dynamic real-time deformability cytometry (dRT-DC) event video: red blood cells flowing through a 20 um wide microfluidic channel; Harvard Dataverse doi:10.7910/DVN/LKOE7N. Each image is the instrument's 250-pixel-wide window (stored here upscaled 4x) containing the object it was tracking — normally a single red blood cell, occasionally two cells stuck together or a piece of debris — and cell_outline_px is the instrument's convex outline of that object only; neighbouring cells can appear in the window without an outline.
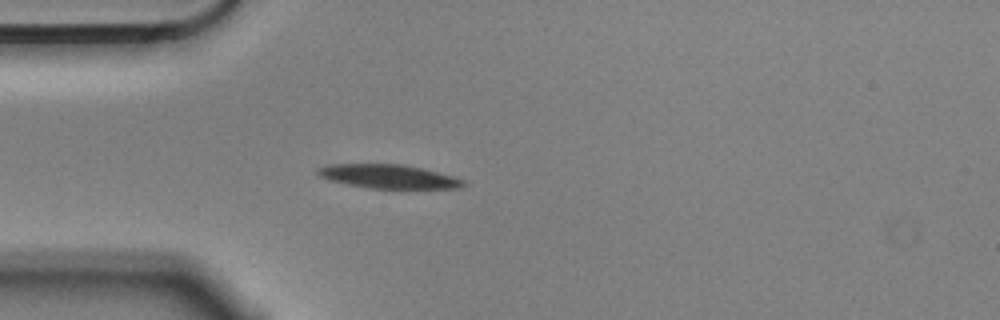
{"species": "Egyptian fruit bat (a non-hibernating species)", "species_latin": "Rousettus aegyptiacus", "temperature_condition": "cold", "stored_images_in_passage": 3, "camera_frame_rate_fps": 3000, "um_per_image_px": 0.085, "animal": {"sex": "male"}, "frame": {"image": 1, "passage_image": 3, "time_ms": 0.667, "image_size_px": [1000, 320], "cell_outline_px": [[468, 184], [460, 188], [368, 188], [328, 180], [320, 176], [316, 172], [316, 168], [328, 164], [404, 164], [452, 176], [464, 180]], "centroid_in_image_um": [32.99, 14.99], "position_along_channel_um": 52.0, "area_um2": 20.11}}